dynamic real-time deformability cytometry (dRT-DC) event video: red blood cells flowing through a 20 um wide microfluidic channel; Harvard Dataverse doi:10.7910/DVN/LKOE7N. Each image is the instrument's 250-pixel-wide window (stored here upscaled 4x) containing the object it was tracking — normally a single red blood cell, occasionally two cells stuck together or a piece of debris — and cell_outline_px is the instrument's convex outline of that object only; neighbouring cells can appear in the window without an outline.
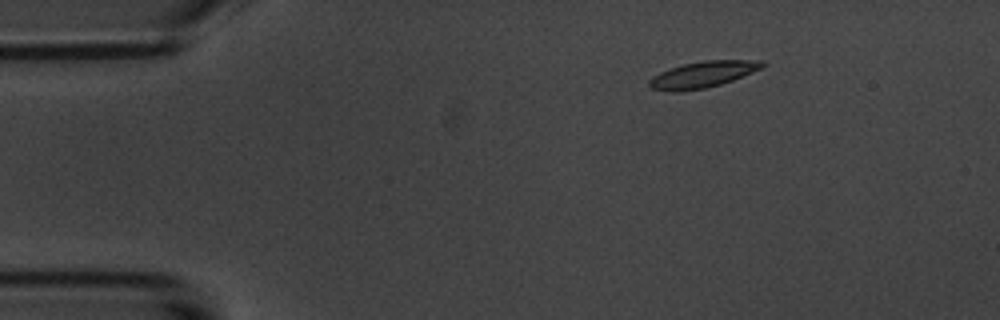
{"species": "common noctule bat (a hibernating species)", "species_latin": "Nyctalus noctula", "temperature_condition": "room temperature", "stored_images_in_passage": 6, "camera_frame_rate_fps": 3000, "um_per_image_px": 0.085, "animal": {"sex": "male", "body_mass_g": 20.1, "forearm_length_mm": 53.5}, "frame": {"image": 1, "passage_image": 3, "time_ms": 2.333, "image_size_px": [1000, 320], "cell_outline_px": [[768, 64], [752, 72], [732, 80], [720, 84], [704, 88], [680, 92], [676, 92], [648, 88], [648, 80], [652, 76], [668, 68], [684, 64], [704, 60], [764, 60]], "centroid_in_image_um": [59.7, 6.33], "position_along_channel_um": 25.3, "area_um2": 17.4}}